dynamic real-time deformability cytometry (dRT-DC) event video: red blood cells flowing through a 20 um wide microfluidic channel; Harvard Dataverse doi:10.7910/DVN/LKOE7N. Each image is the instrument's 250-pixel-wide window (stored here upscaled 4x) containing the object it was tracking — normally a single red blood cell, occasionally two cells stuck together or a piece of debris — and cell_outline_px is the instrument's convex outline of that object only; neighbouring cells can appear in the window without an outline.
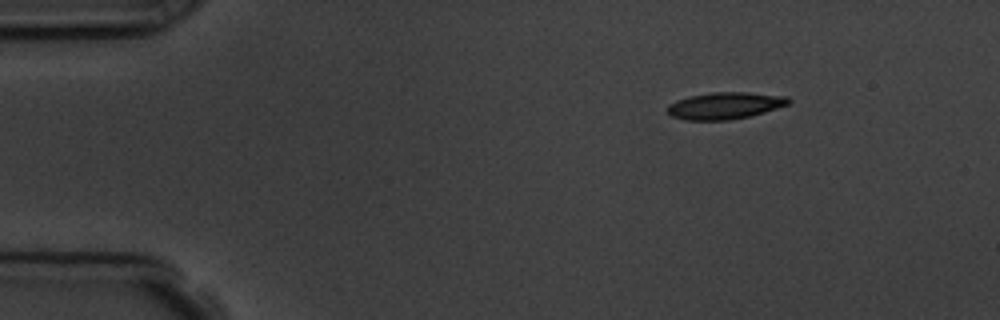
{"species": "common noctule bat (a hibernating species)", "species_latin": "Nyctalus noctula", "temperature_condition": "room temperature", "stored_images_in_passage": 4, "camera_frame_rate_fps": 3000, "um_per_image_px": 0.085, "animal": {"sex": "male", "body_mass_g": 19.5, "forearm_length_mm": 54.6}, "frame": {"image": 1, "passage_image": 1, "time_ms": 0.0, "image_size_px": [1000, 320], "cell_outline_px": [[792, 100], [788, 104], [764, 112], [748, 116], [728, 120], [684, 120], [672, 116], [668, 112], [668, 104], [676, 100], [688, 96], [712, 92], [748, 92], [788, 96]], "centroid_in_image_um": [61.61, 8.97], "position_along_channel_um": 23.4, "area_um2": 18.96}}
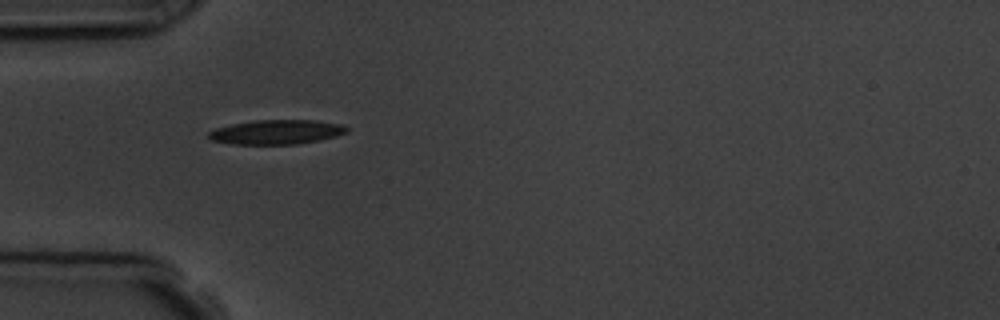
{"frame": {"image": 2, "passage_image": 3, "time_ms": 3.0, "image_size_px": [1000, 320], "cell_outline_px": [[348, 132], [336, 136], [320, 140], [296, 144], [232, 144], [212, 140], [208, 136], [208, 132], [216, 128], [232, 124], [256, 120], [316, 120], [340, 124], [348, 128]], "centroid_in_image_um": [23.52, 11.22], "position_along_channel_um": 61.5, "area_um2": 19.59}}